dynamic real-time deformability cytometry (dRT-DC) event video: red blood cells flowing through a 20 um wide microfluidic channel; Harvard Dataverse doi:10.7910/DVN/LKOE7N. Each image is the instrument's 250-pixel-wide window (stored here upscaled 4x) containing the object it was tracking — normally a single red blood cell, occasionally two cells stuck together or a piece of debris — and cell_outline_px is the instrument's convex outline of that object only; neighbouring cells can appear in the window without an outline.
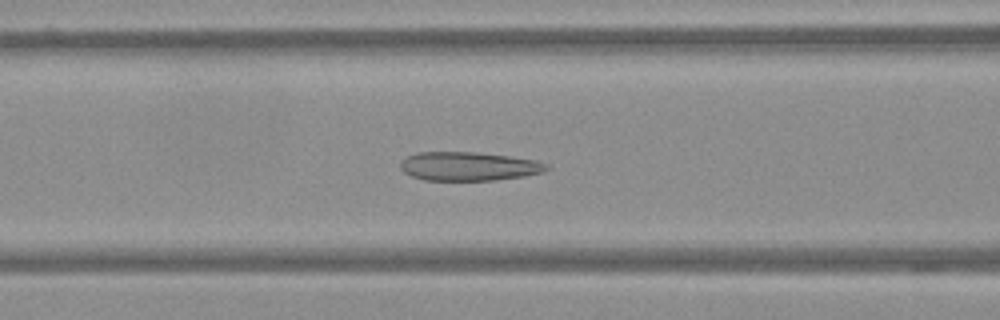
{"species": "Egyptian fruit bat (a non-hibernating species)", "species_latin": "Rousettus aegyptiacus", "temperature_condition": "warm", "stored_images_in_passage": 59, "camera_frame_rate_fps": 3000, "um_per_image_px": 0.085, "frame": {"image": 1, "passage_image": 25, "time_ms": 8.0, "image_size_px": [1000, 320], "cell_outline_px": [[548, 168], [544, 172], [524, 176], [496, 180], [424, 180], [412, 176], [404, 172], [400, 168], [400, 164], [408, 156], [416, 152], [476, 152], [508, 156], [536, 160], [548, 164]], "centroid_in_image_um": [39.85, 14.13], "position_along_channel_um": 126.8, "area_um2": 24.45}}
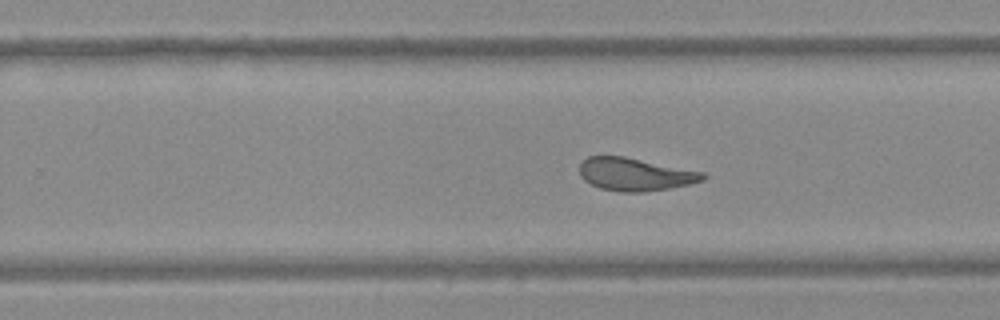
{"frame": {"image": 2, "passage_image": 38, "time_ms": 12.333, "image_size_px": [1000, 320], "cell_outline_px": [[708, 176], [704, 180], [688, 184], [668, 188], [644, 192], [620, 192], [600, 188], [584, 180], [580, 176], [580, 164], [588, 156], [624, 156], [704, 172]], "centroid_in_image_um": [53.99, 14.81], "position_along_channel_um": 275.8, "area_um2": 23.52}}
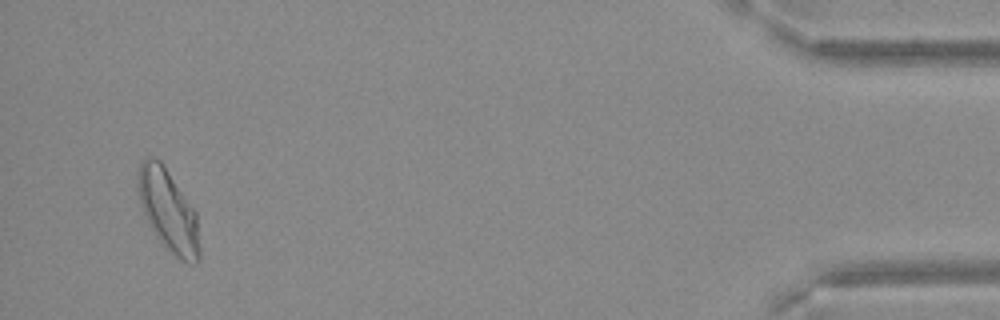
{"frame": {"image": 3, "passage_image": 57, "time_ms": 18.667, "image_size_px": [1000, 320], "cell_outline_px": [[200, 260], [196, 264], [188, 264], [180, 260], [156, 236], [140, 204], [136, 184], [136, 180], [140, 164], [148, 156], [160, 160], [196, 212], [200, 244]], "centroid_in_image_um": [14.32, 17.92], "position_along_channel_um": 420.9, "area_um2": 29.13}}